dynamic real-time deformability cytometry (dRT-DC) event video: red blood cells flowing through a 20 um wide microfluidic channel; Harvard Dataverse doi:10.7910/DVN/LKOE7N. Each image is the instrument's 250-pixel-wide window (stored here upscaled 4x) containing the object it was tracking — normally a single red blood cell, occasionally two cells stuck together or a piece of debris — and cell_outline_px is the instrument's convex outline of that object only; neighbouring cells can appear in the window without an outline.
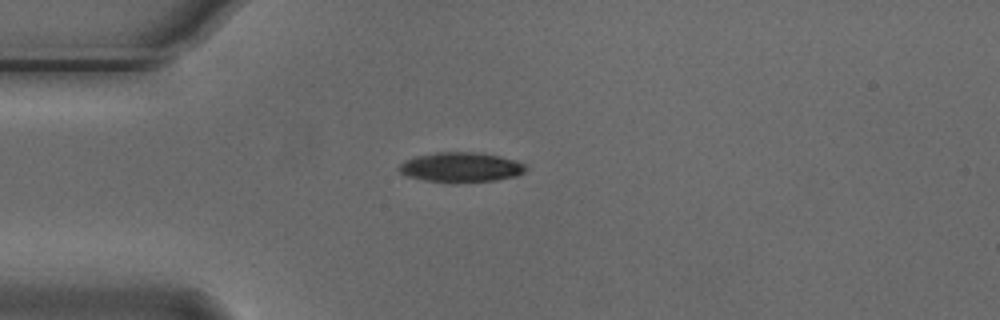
{"species": "Egyptian fruit bat (a non-hibernating species)", "species_latin": "Rousettus aegyptiacus", "temperature_condition": "cold", "stored_images_in_passage": 5, "camera_frame_rate_fps": 3000, "um_per_image_px": 0.085, "animal": {"sex": "male"}, "frame": {"image": 1, "passage_image": 2, "time_ms": 0.333, "image_size_px": [1000, 320], "cell_outline_px": [[528, 168], [524, 172], [516, 176], [496, 180], [452, 184], [424, 180], [404, 176], [396, 168], [404, 160], [416, 156], [436, 152], [476, 152], [500, 156], [516, 160], [528, 164]], "centroid_in_image_um": [39.17, 14.23], "position_along_channel_um": 45.8, "area_um2": 22.66}}
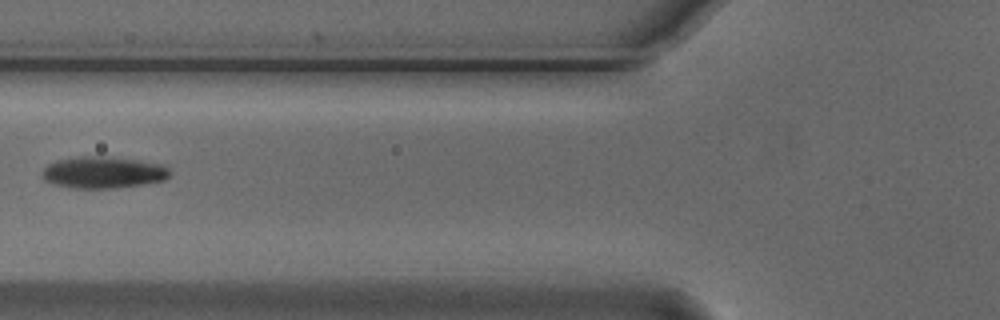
{"frame": {"image": 2, "passage_image": 4, "time_ms": 1.0, "image_size_px": [1000, 320], "cell_outline_px": [[168, 176], [164, 180], [144, 184], [116, 188], [72, 188], [52, 184], [44, 180], [40, 172], [48, 164], [56, 160], [80, 156], [104, 156], [136, 160], [160, 164], [168, 168]], "centroid_in_image_um": [8.7, 14.66], "position_along_channel_um": 117.1, "area_um2": 23.58}}
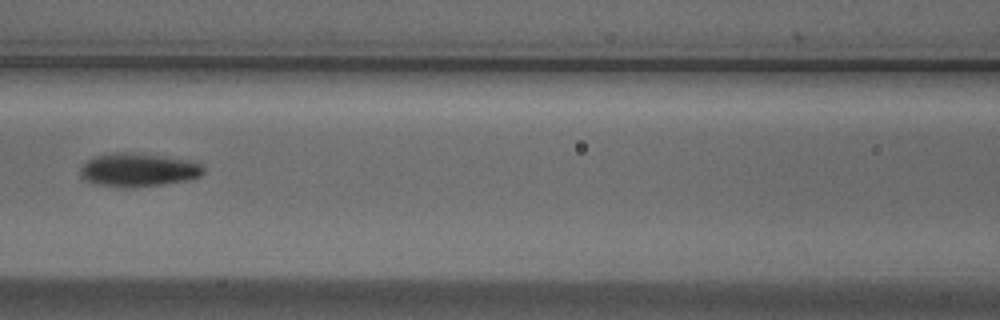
{"frame": {"image": 3, "passage_image": 5, "time_ms": 1.333, "image_size_px": [1000, 320], "cell_outline_px": [[204, 172], [200, 176], [192, 180], [164, 184], [128, 188], [124, 188], [92, 184], [84, 180], [80, 176], [80, 168], [88, 160], [96, 156], [116, 152], [124, 152], [164, 156], [196, 160], [204, 168]], "centroid_in_image_um": [11.78, 14.45], "position_along_channel_um": 154.8, "area_um2": 24.45}}